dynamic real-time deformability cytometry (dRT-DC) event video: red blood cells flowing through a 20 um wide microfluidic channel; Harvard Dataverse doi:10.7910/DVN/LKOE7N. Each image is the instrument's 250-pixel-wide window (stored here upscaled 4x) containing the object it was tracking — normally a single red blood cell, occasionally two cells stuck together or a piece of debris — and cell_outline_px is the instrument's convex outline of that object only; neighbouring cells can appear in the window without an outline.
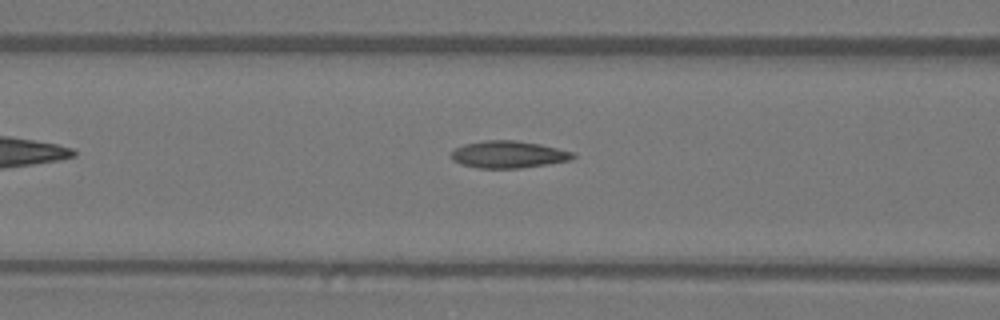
{"species": "Egyptian fruit bat (a non-hibernating species)", "species_latin": "Rousettus aegyptiacus", "temperature_condition": "warm", "stored_images_in_passage": 15, "camera_frame_rate_fps": 3000, "um_per_image_px": 0.085, "animal": {"sex": "female"}, "frame": {"image": 1, "passage_image": 7, "time_ms": 2.0, "image_size_px": [1000, 320], "cell_outline_px": [[576, 156], [572, 160], [548, 164], [520, 168], [476, 168], [460, 164], [452, 160], [448, 156], [456, 148], [464, 144], [484, 140], [516, 140], [540, 144], [576, 152]], "centroid_in_image_um": [43.22, 13.13], "position_along_channel_um": 123.4, "area_um2": 19.54}}
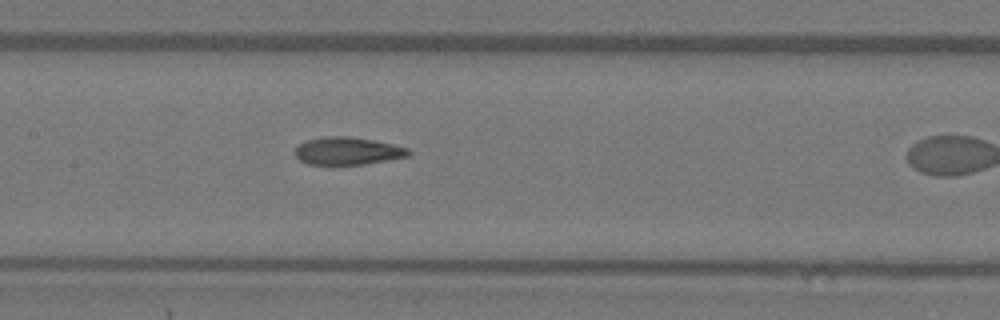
{"frame": {"image": 2, "passage_image": 11, "time_ms": 3.333, "image_size_px": [1000, 320], "cell_outline_px": [[412, 152], [408, 156], [364, 164], [332, 168], [308, 164], [300, 160], [292, 152], [296, 144], [308, 140], [324, 136], [348, 136], [372, 140], [392, 144], [408, 148]], "centroid_in_image_um": [29.44, 12.87], "position_along_channel_um": 178.0, "area_um2": 19.07}}